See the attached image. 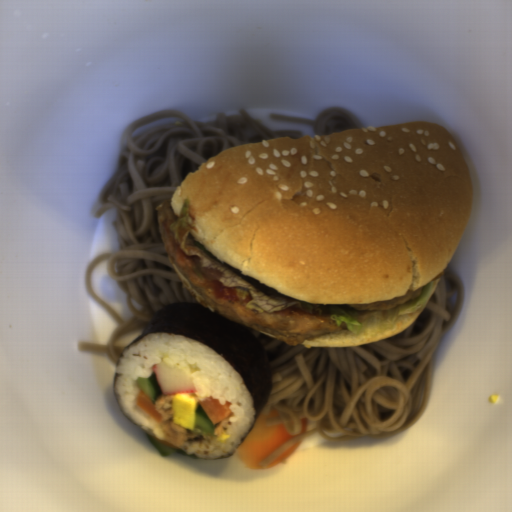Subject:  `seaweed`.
Masks as SVG:
<instances>
[{
    "instance_id": "1faa68ee",
    "label": "seaweed",
    "mask_w": 512,
    "mask_h": 512,
    "mask_svg": "<svg viewBox=\"0 0 512 512\" xmlns=\"http://www.w3.org/2000/svg\"><path fill=\"white\" fill-rule=\"evenodd\" d=\"M151 333L179 334L197 340L228 362L241 375L253 401L252 429L274 386L273 369L253 328L202 304L183 301L161 306L127 347Z\"/></svg>"
}]
</instances>
